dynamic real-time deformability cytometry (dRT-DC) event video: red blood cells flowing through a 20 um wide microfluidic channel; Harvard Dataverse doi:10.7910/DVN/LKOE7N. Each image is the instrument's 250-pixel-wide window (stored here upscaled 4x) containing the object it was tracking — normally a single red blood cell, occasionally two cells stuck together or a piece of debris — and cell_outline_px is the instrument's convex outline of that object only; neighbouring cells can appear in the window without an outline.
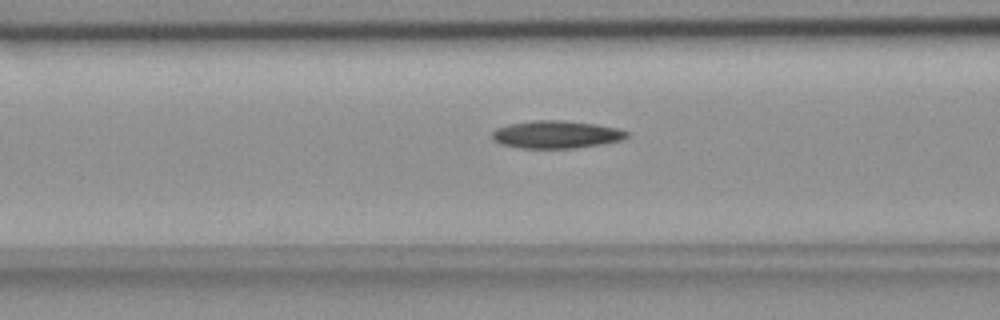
{"species": "common noctule bat (a hibernating species)", "species_latin": "Nyctalus noctula", "temperature_condition": "room temperature", "stored_images_in_passage": 55, "camera_frame_rate_fps": 3000, "um_per_image_px": 0.085, "animal": {"sex": "female", "body_mass_g": 18.4}, "frame": {"image": 1, "passage_image": 22, "time_ms": 7.0, "image_size_px": [1000, 320], "cell_outline_px": [[628, 136], [620, 140], [604, 144], [576, 148], [520, 148], [500, 144], [492, 140], [492, 132], [496, 128], [508, 124], [532, 120], [564, 120], [596, 124], [620, 128], [628, 132]], "centroid_in_image_um": [47.27, 11.43], "position_along_channel_um": 119.3, "area_um2": 21.96}}
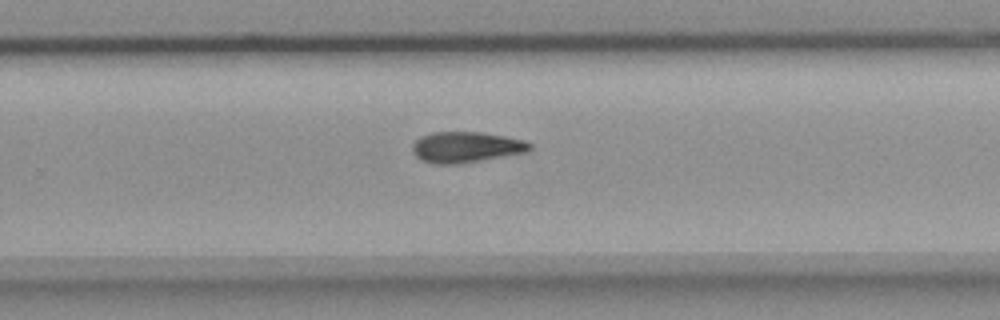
{"frame": {"image": 2, "passage_image": 36, "time_ms": 11.667, "image_size_px": [1000, 320], "cell_outline_px": [[532, 148], [528, 152], [456, 164], [436, 164], [420, 160], [412, 152], [412, 144], [420, 136], [432, 132], [484, 132], [524, 140], [532, 144]], "centroid_in_image_um": [39.6, 12.5], "position_along_channel_um": 290.2, "area_um2": 21.15}}
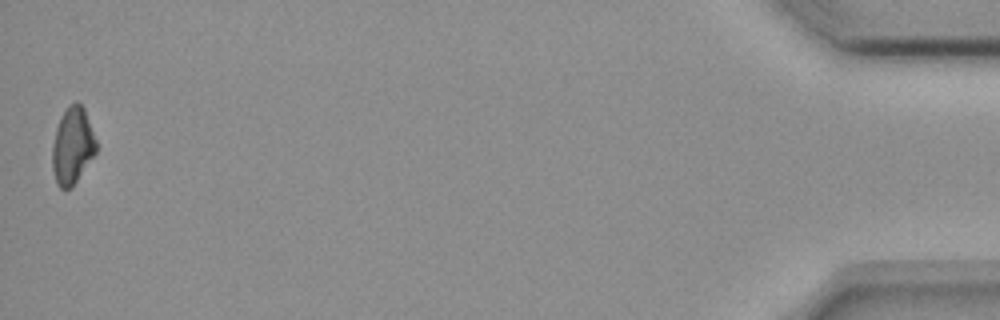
{"frame": {"image": 3, "passage_image": 55, "time_ms": 18.0, "image_size_px": [1000, 320], "cell_outline_px": [[96, 152], [72, 188], [64, 192], [56, 184], [52, 168], [52, 144], [56, 128], [60, 116], [68, 104], [76, 100], [84, 108], [96, 140]], "centroid_in_image_um": [6.13, 12.41], "position_along_channel_um": 429.1, "area_um2": 19.94}}